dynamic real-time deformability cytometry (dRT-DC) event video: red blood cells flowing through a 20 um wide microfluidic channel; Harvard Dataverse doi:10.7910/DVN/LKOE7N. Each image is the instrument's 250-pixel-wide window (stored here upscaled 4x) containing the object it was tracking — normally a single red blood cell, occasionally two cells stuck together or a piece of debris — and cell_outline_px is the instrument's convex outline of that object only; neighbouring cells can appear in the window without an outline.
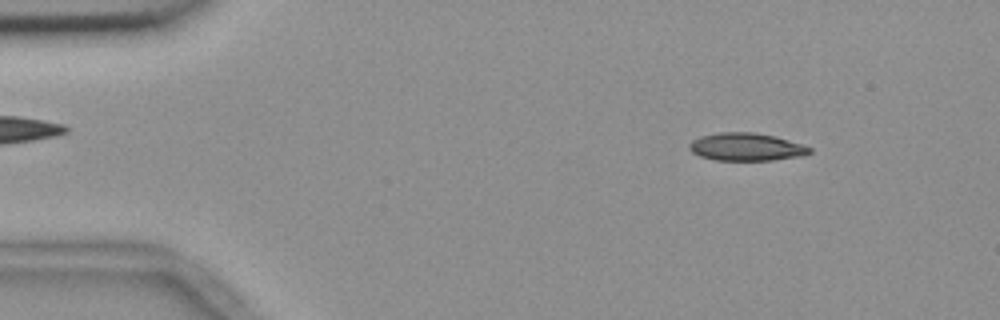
{"species": "common noctule bat (a hibernating species)", "species_latin": "Nyctalus noctula", "temperature_condition": "room temperature", "stored_images_in_passage": 54, "camera_frame_rate_fps": 3000, "um_per_image_px": 0.085, "animal": {"sex": "female", "body_mass_g": 18.4}, "frame": {"image": 1, "passage_image": 6, "time_ms": 1.667, "image_size_px": [1000, 320], "cell_outline_px": [[812, 152], [804, 156], [772, 160], [716, 160], [700, 156], [692, 152], [688, 148], [688, 144], [692, 140], [700, 136], [720, 132], [752, 132], [776, 136], [812, 148]], "centroid_in_image_um": [63.42, 12.49], "position_along_channel_um": 21.6, "area_um2": 19.54}}
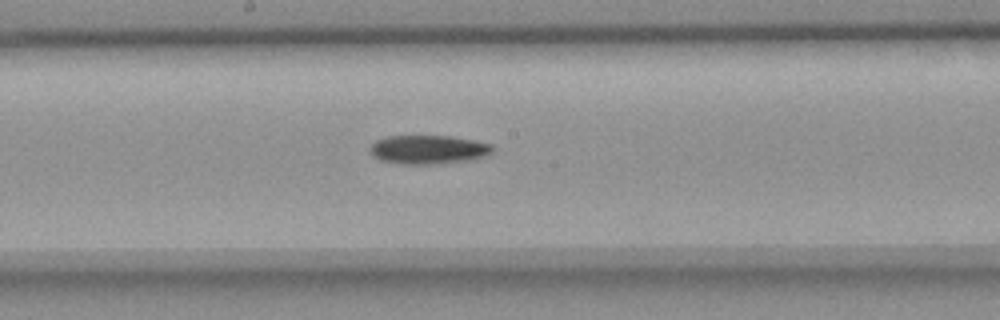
{"frame": {"image": 2, "passage_image": 28, "time_ms": 9.0, "image_size_px": [1000, 320], "cell_outline_px": [[492, 152], [484, 156], [472, 160], [432, 164], [400, 164], [380, 160], [372, 156], [368, 152], [368, 148], [376, 140], [388, 136], [452, 136], [492, 144]], "centroid_in_image_um": [36.36, 12.72], "position_along_channel_um": 211.8, "area_um2": 20.69}}
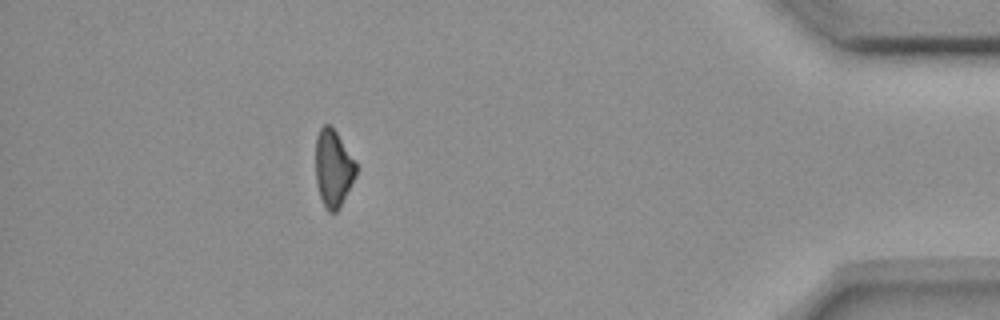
{"frame": {"image": 3, "passage_image": 48, "time_ms": 15.667, "image_size_px": [1000, 320], "cell_outline_px": [[356, 176], [340, 208], [336, 212], [328, 212], [324, 208], [316, 184], [316, 136], [320, 128], [324, 124], [332, 124], [356, 164]], "centroid_in_image_um": [28.31, 14.31], "position_along_channel_um": 406.9, "area_um2": 18.32}, "authors_computed_cell_mechanics": {"area_um2": 19.8254, "velocity_mm_per_s": 3.6936, "shape_relaxation_time_tau1_ms": 4.8699, "shape_relaxation_time_tau2_ms": null, "deformation_change_tau1": 0.1343, "deformation_change_tau2": null}}